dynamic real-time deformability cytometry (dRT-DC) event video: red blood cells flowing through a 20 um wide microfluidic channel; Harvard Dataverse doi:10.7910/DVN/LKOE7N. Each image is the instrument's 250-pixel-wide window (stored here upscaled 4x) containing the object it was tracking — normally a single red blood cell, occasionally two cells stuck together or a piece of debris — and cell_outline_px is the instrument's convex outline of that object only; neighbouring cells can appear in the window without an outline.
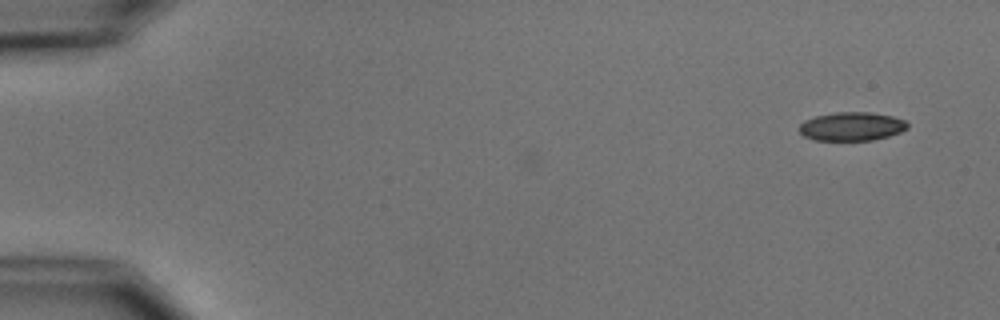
{"species": "common noctule bat (a hibernating species)", "species_latin": "Nyctalus noctula", "temperature_condition": "cold", "stored_images_in_passage": 6, "camera_frame_rate_fps": 3000, "um_per_image_px": 0.085, "animal": {"sex": "male", "body_mass_g": 15.6}, "frame": {"image": 1, "passage_image": 1, "time_ms": 0.0, "image_size_px": [1000, 320], "cell_outline_px": [[908, 128], [900, 132], [888, 136], [872, 140], [816, 140], [804, 136], [796, 128], [804, 120], [816, 116], [836, 112], [868, 112], [892, 116], [904, 120], [908, 124]], "centroid_in_image_um": [72.37, 10.74], "position_along_channel_um": 12.6, "area_um2": 18.03}}
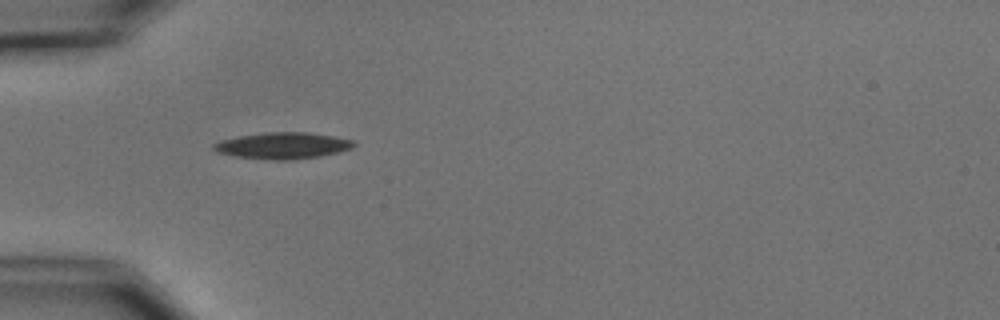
{"frame": {"image": 2, "passage_image": 5, "time_ms": 4.667, "image_size_px": [1000, 320], "cell_outline_px": [[356, 144], [352, 148], [340, 152], [320, 156], [288, 160], [276, 160], [236, 156], [216, 152], [212, 148], [212, 144], [220, 140], [240, 136], [264, 132], [308, 132], [332, 136], [352, 140]], "centroid_in_image_um": [24.02, 12.37], "position_along_channel_um": 61.0, "area_um2": 21.5}}